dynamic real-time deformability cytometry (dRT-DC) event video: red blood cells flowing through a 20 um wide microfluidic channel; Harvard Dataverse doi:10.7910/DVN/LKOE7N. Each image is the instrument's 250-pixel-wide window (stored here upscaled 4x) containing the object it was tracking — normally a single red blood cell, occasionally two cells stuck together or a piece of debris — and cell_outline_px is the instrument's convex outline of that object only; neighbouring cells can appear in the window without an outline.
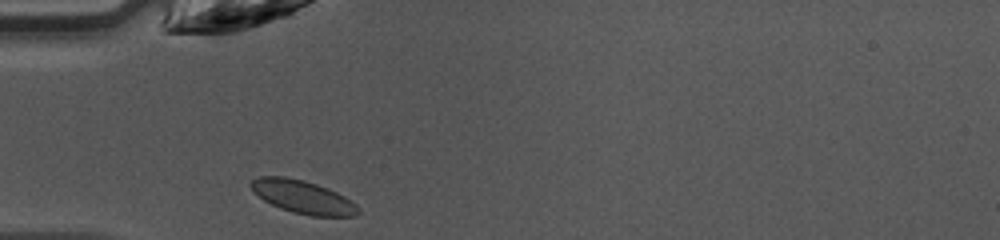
{"species": "common noctule bat (a hibernating species)", "species_latin": "Nyctalus noctula", "temperature_condition": "warm", "stored_images_in_passage": 28, "camera_frame_rate_fps": 3000, "um_per_image_px": 0.085, "animal": {"sex": "female", "body_mass_g": 10.0, "forearm_length_mm": 53.1}, "frame": {"image": 1, "passage_image": 1, "time_ms": 0.0, "image_size_px": [1000, 240], "cell_outline_px": [[360, 212], [356, 216], [312, 216], [292, 212], [280, 208], [264, 200], [248, 184], [252, 180], [260, 176], [284, 176], [304, 180], [328, 188], [344, 196], [356, 204], [360, 208]], "centroid_in_image_um": [25.77, 16.74], "position_along_channel_um": 59.2, "area_um2": 20.58}}
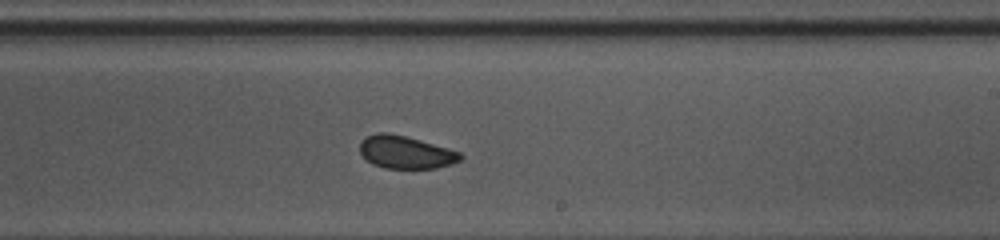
{"frame": {"image": 2, "passage_image": 15, "time_ms": 4.667, "image_size_px": [1000, 240], "cell_outline_px": [[464, 156], [460, 160], [452, 164], [436, 168], [384, 168], [372, 164], [360, 152], [360, 140], [368, 136], [380, 132], [388, 132], [404, 136], [448, 148], [460, 152]], "centroid_in_image_um": [34.48, 12.94], "position_along_channel_um": 254.5, "area_um2": 19.02}}
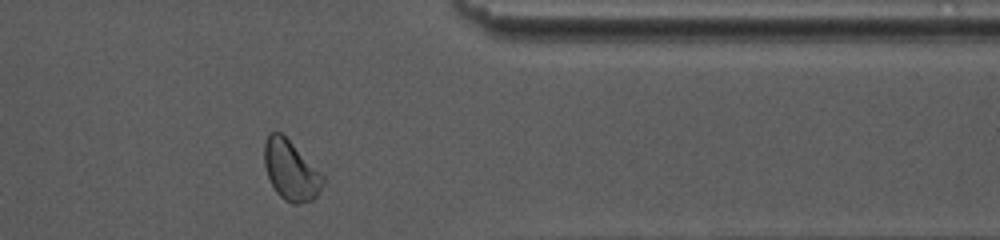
{"frame": {"image": 3, "passage_image": 25, "time_ms": 8.0, "image_size_px": [1000, 240], "cell_outline_px": [[324, 184], [320, 192], [312, 200], [300, 204], [292, 204], [284, 200], [276, 192], [268, 176], [264, 164], [264, 144], [268, 136], [272, 132], [280, 132], [324, 176]], "centroid_in_image_um": [24.72, 14.53], "position_along_channel_um": 386.7, "area_um2": 20.11}, "authors_computed_cell_mechanics": {"area_um2": 19.7387, "velocity_mm_per_s": 4.2586, "shape_relaxation_time_tau1_ms": 2.3886, "shape_relaxation_time_tau2_ms": null, "deformation_change_tau1": 0.0632, "deformation_change_tau2": null}}